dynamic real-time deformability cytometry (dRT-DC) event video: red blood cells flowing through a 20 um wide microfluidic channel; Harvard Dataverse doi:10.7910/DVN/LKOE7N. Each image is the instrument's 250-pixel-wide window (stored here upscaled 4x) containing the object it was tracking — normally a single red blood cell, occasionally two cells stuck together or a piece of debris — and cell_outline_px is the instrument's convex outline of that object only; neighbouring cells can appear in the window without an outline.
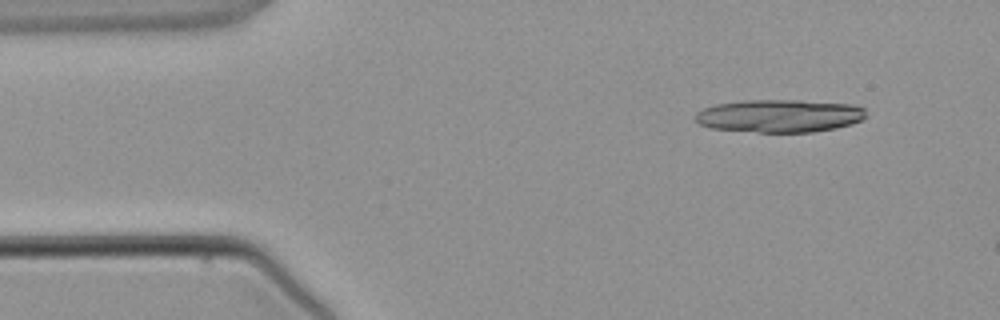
{"species": "common noctule bat (a hibernating species)", "species_latin": "Nyctalus noctula", "temperature_condition": "warm", "stored_images_in_passage": 3, "camera_frame_rate_fps": 3000, "um_per_image_px": 0.085, "animal": {"sex": "male", "body_mass_g": 21.5, "forearm_length_mm": 52.0}, "frame": {"image": 1, "passage_image": 1, "time_ms": 0.0, "image_size_px": [1000, 320], "cell_outline_px": [[864, 116], [860, 120], [852, 124], [836, 128], [812, 132], [760, 132], [712, 128], [700, 124], [696, 120], [696, 112], [704, 108], [716, 104], [744, 100], [800, 100], [852, 104], [864, 108]], "centroid_in_image_um": [66.26, 9.84], "position_along_channel_um": 18.7, "area_um2": 32.54}}